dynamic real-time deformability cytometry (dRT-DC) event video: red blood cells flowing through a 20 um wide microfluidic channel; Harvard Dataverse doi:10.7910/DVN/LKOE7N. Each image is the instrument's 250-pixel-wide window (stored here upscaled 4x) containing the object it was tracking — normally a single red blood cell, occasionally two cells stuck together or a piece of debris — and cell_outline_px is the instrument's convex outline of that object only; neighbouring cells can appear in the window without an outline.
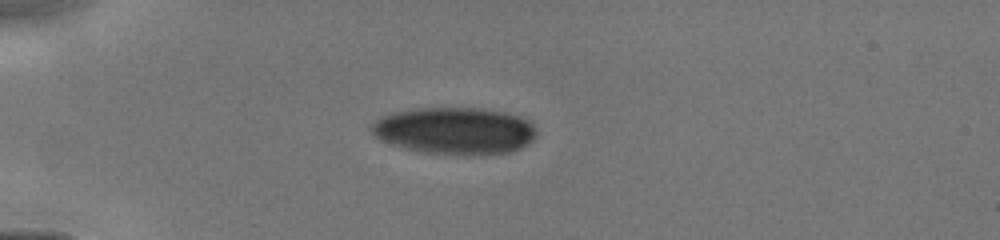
{"species": "human", "species_latin": "Homo sapiens", "temperature_condition": "cold", "stored_images_in_passage": 11, "camera_frame_rate_fps": 3000, "um_per_image_px": 0.085, "donor": {"sex": "male"}, "frame": {"image": 1, "passage_image": 7, "time_ms": 4.0, "image_size_px": [1000, 240], "cell_outline_px": [[536, 136], [528, 144], [520, 148], [508, 152], [468, 156], [424, 152], [392, 144], [380, 140], [372, 132], [368, 124], [380, 116], [392, 112], [416, 108], [480, 108], [504, 112], [520, 116], [528, 120], [536, 128]], "centroid_in_image_um": [38.64, 11.11], "position_along_channel_um": 46.4, "area_um2": 45.55}}
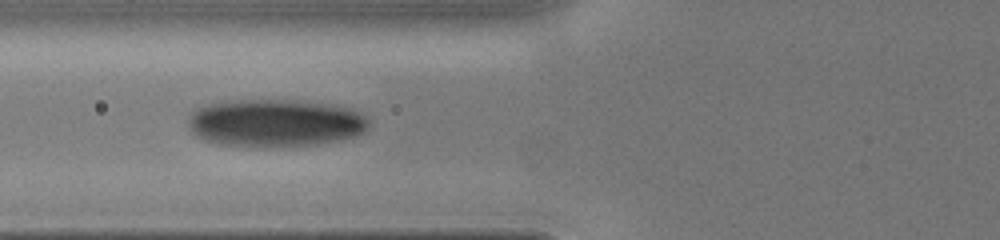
{"frame": {"image": 2, "passage_image": 10, "time_ms": 6.0, "image_size_px": [1000, 240], "cell_outline_px": [[368, 128], [364, 132], [356, 136], [340, 140], [320, 144], [268, 148], [248, 148], [220, 144], [204, 140], [196, 136], [192, 132], [188, 124], [188, 120], [192, 108], [208, 104], [240, 100], [284, 100], [320, 104], [352, 108], [364, 116], [368, 120]], "centroid_in_image_um": [23.34, 10.49], "position_along_channel_um": 102.5, "area_um2": 50.63}}
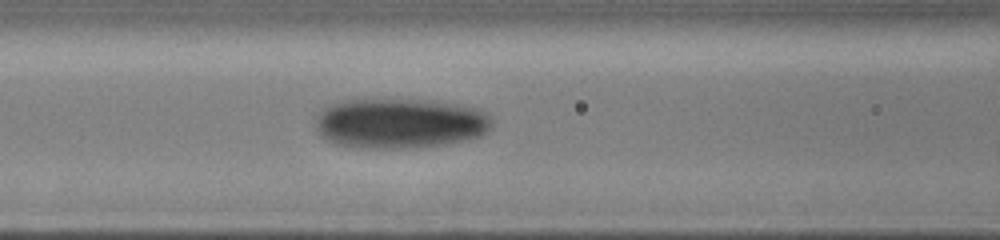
{"frame": {"image": 3, "passage_image": 11, "time_ms": 6.667, "image_size_px": [1000, 240], "cell_outline_px": [[492, 124], [480, 136], [444, 144], [408, 148], [368, 148], [336, 144], [320, 136], [316, 128], [316, 116], [328, 104], [344, 100], [432, 100], [456, 104], [476, 108], [484, 112], [492, 120]], "centroid_in_image_um": [33.95, 10.48], "position_along_channel_um": 132.7, "area_um2": 51.21}}